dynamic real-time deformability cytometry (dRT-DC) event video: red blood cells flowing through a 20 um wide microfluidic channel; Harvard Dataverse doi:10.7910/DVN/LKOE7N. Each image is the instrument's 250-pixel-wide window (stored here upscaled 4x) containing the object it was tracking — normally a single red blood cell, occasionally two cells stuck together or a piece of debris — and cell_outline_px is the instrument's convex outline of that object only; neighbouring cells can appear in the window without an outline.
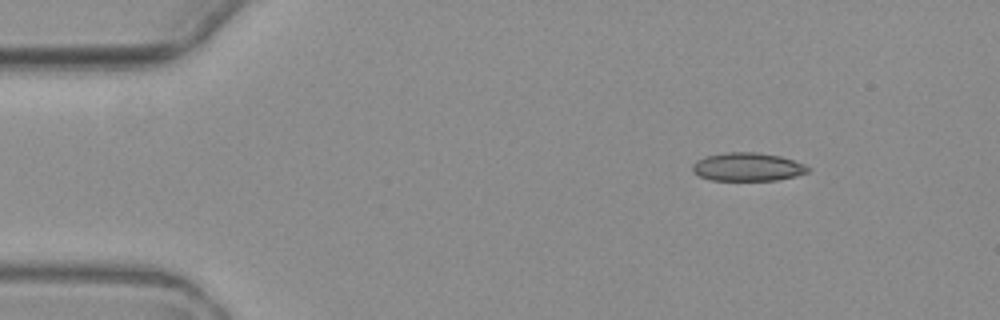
{"species": "common noctule bat (a hibernating species)", "species_latin": "Nyctalus noctula", "temperature_condition": "warm", "stored_images_in_passage": 4, "camera_frame_rate_fps": 3000, "um_per_image_px": 0.085, "animal": {"sex": "female", "body_mass_g": 19.3, "forearm_length_mm": 54.1}, "frame": {"image": 1, "passage_image": 2, "time_ms": 1.333, "image_size_px": [1000, 320], "cell_outline_px": [[812, 168], [808, 172], [796, 176], [776, 180], [712, 180], [700, 176], [692, 168], [692, 164], [696, 160], [704, 156], [724, 152], [756, 152], [780, 156], [804, 164]], "centroid_in_image_um": [63.55, 14.18], "position_along_channel_um": 21.5, "area_um2": 19.07}}
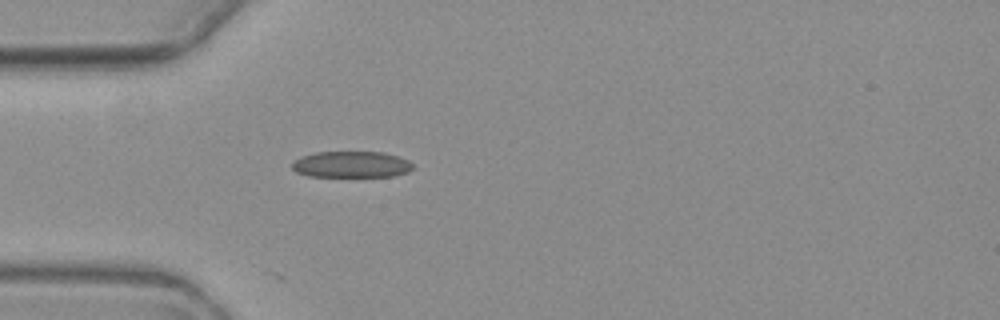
{"frame": {"image": 2, "passage_image": 4, "time_ms": 4.333, "image_size_px": [1000, 320], "cell_outline_px": [[412, 168], [408, 172], [392, 176], [308, 176], [296, 172], [292, 168], [292, 164], [300, 156], [316, 152], [384, 152], [408, 160], [412, 164]], "centroid_in_image_um": [29.85, 13.97], "position_along_channel_um": 55.2, "area_um2": 18.38}}